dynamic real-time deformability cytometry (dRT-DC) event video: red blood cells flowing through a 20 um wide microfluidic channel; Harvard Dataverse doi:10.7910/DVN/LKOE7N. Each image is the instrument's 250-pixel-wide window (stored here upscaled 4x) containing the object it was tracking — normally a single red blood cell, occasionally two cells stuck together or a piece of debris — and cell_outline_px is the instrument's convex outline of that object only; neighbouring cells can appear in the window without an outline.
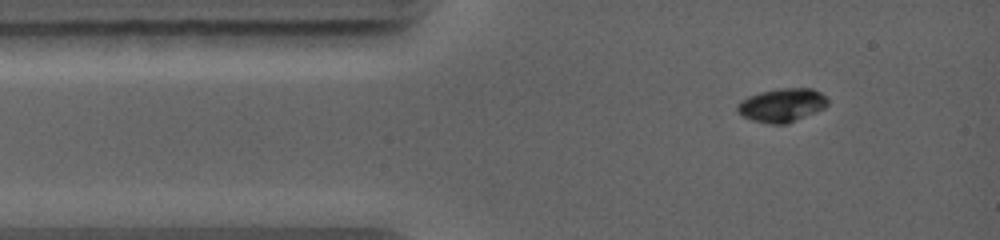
{"species": "common noctule bat (a hibernating species)", "species_latin": "Nyctalus noctula", "temperature_condition": "warm", "stored_images_in_passage": 5, "camera_frame_rate_fps": 5000, "um_per_image_px": 0.085, "animal": {"sex": "female", "body_mass_g": 19.0, "forearm_length_mm": 56.7}, "frame": {"image": 1, "passage_image": 1, "time_ms": 0.0, "image_size_px": [1000, 240], "cell_outline_px": [[828, 104], [824, 108], [788, 124], [768, 124], [752, 120], [744, 116], [736, 108], [736, 104], [740, 100], [748, 96], [760, 92], [780, 88], [812, 88], [820, 92], [828, 100]], "centroid_in_image_um": [66.46, 8.94], "position_along_channel_um": 18.5, "area_um2": 17.69}}
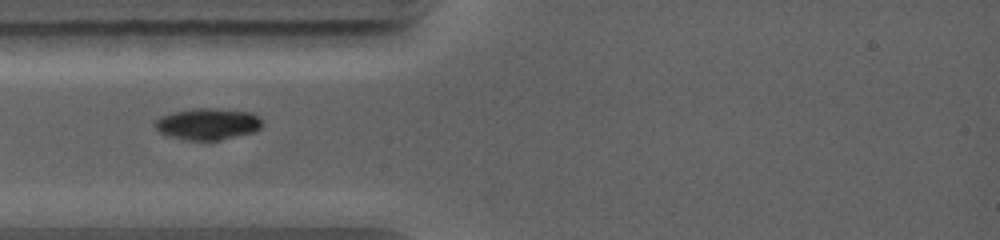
{"frame": {"image": 2, "passage_image": 3, "time_ms": 1.8, "image_size_px": [1000, 240], "cell_outline_px": [[264, 124], [260, 128], [252, 132], [220, 140], [184, 140], [160, 132], [152, 124], [152, 120], [160, 116], [172, 112], [192, 108], [216, 108], [252, 112]], "centroid_in_image_um": [17.61, 10.52], "position_along_channel_um": 67.4, "area_um2": 19.83}}
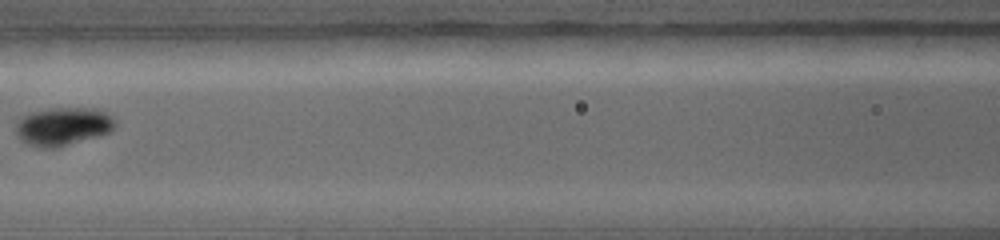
{"frame": {"image": 3, "passage_image": 5, "time_ms": 3.8, "image_size_px": [1000, 240], "cell_outline_px": [[116, 124], [108, 132], [100, 136], [56, 148], [40, 148], [28, 144], [20, 140], [16, 136], [16, 120], [20, 116], [32, 112], [48, 108], [100, 108], [112, 116], [116, 120]], "centroid_in_image_um": [5.33, 10.74], "position_along_channel_um": 161.3, "area_um2": 22.54}}